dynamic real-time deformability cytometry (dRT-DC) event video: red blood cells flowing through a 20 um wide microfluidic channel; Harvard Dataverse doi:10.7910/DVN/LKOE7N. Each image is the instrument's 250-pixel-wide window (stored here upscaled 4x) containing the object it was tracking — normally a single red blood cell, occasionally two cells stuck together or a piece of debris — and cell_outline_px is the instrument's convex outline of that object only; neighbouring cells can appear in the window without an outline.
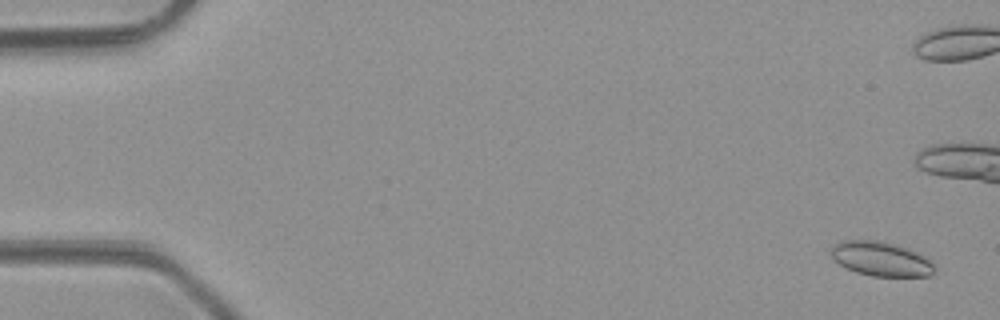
{"species": "common noctule bat (a hibernating species)", "species_latin": "Nyctalus noctula", "temperature_condition": "room temperature", "stored_images_in_passage": 14, "camera_frame_rate_fps": 3000, "um_per_image_px": 0.085, "animal": {"sex": "male", "body_mass_g": 23.1, "forearm_length_mm": 52.7}, "frame": {"image": 1, "passage_image": 1, "time_ms": 0.0, "image_size_px": [1000, 320], "cell_outline_px": [[936, 268], [928, 276], [872, 276], [856, 272], [840, 264], [828, 252], [832, 244], [840, 240], [884, 240], [908, 248], [924, 256]], "centroid_in_image_um": [74.83, 21.98], "position_along_channel_um": 10.2, "area_um2": 20.81}}